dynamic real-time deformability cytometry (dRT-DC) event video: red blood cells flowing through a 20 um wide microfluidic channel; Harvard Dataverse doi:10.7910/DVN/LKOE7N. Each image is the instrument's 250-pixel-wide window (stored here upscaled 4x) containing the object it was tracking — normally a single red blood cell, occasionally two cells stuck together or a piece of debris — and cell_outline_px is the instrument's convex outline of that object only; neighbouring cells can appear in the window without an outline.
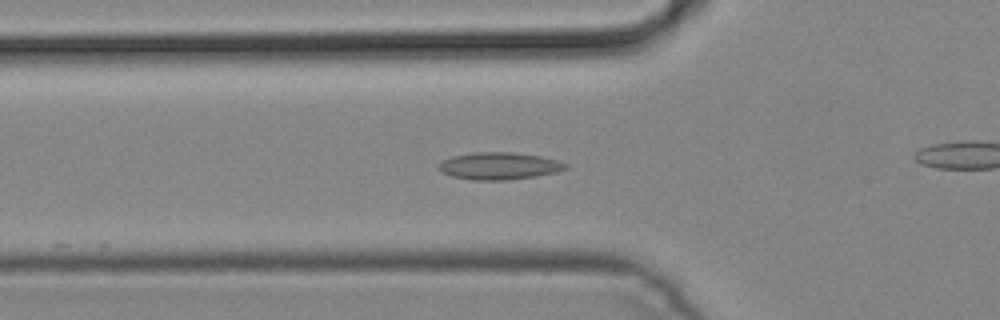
{"species": "common noctule bat (a hibernating species)", "species_latin": "Nyctalus noctula", "temperature_condition": "cold", "stored_images_in_passage": 38, "camera_frame_rate_fps": 3000, "um_per_image_px": 0.085, "animal": {"sex": "male", "body_mass_g": 19.2, "forearm_length_mm": 51.8}, "frame": {"image": 1, "passage_image": 6, "time_ms": 1.667, "image_size_px": [1000, 320], "cell_outline_px": [[568, 168], [556, 172], [536, 176], [508, 180], [472, 180], [452, 176], [440, 172], [440, 164], [444, 160], [452, 156], [472, 152], [512, 152], [540, 156], [556, 160], [568, 164]], "centroid_in_image_um": [42.44, 14.1], "position_along_channel_um": 83.4, "area_um2": 20.06}}
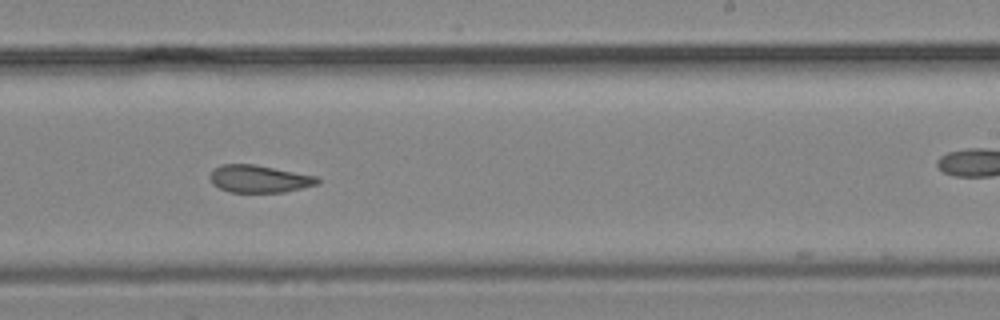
{"frame": {"image": 2, "passage_image": 19, "time_ms": 6.0, "image_size_px": [1000, 320], "cell_outline_px": [[320, 184], [284, 192], [228, 192], [212, 184], [208, 176], [212, 168], [220, 164], [252, 164], [320, 176]], "centroid_in_image_um": [22.03, 15.2], "position_along_channel_um": 267.0, "area_um2": 17.51}}
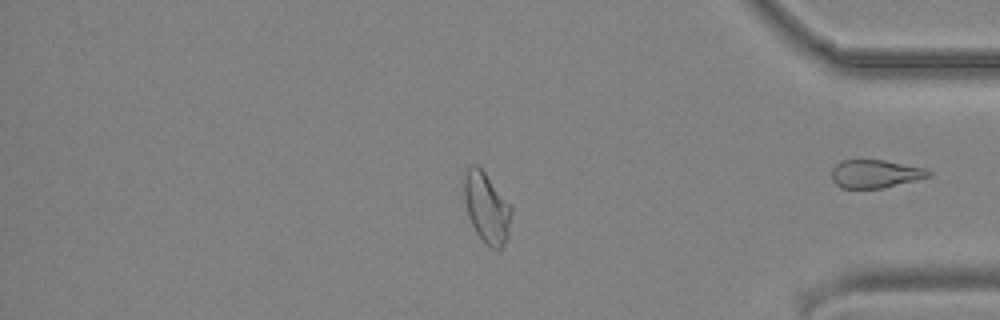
{"frame": {"image": 3, "passage_image": 30, "time_ms": 9.667, "image_size_px": [1000, 320], "cell_outline_px": [[512, 212], [508, 236], [504, 244], [500, 248], [492, 248], [476, 232], [468, 216], [464, 200], [464, 168], [472, 164], [476, 164], [484, 172], [512, 208]], "centroid_in_image_um": [41.34, 17.62], "position_along_channel_um": 393.9, "area_um2": 19.07}}